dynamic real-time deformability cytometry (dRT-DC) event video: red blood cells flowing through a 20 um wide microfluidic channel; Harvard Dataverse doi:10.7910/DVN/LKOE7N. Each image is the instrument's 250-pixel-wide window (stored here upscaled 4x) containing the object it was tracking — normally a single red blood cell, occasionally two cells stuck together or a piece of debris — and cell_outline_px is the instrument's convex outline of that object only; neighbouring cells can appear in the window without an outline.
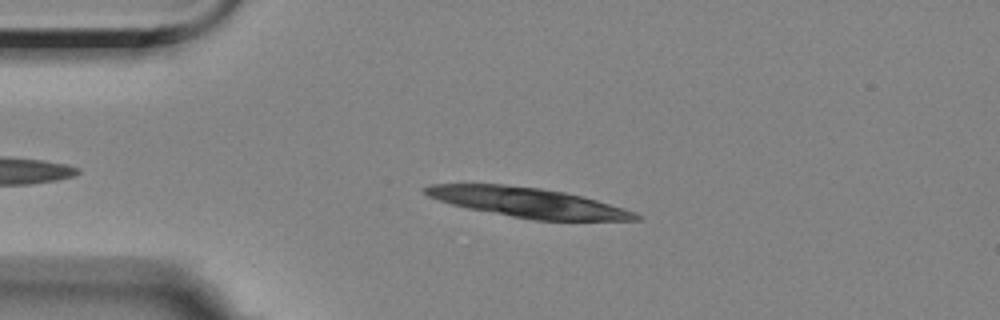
{"species": "Egyptian fruit bat (a non-hibernating species)", "species_latin": "Rousettus aegyptiacus", "temperature_condition": "room temperature", "stored_images_in_passage": 52, "camera_frame_rate_fps": 3000, "um_per_image_px": 0.085, "animal": {"sex": "female"}, "frame": {"image": 1, "passage_image": 9, "time_ms": 2.667, "image_size_px": [1000, 320], "cell_outline_px": [[640, 220], [532, 220], [468, 208], [452, 204], [428, 196], [420, 188], [428, 184], [504, 184], [540, 188], [564, 192], [596, 200], [624, 208], [636, 212], [640, 216]], "centroid_in_image_um": [44.84, 17.2], "position_along_channel_um": 40.2, "area_um2": 36.13}}
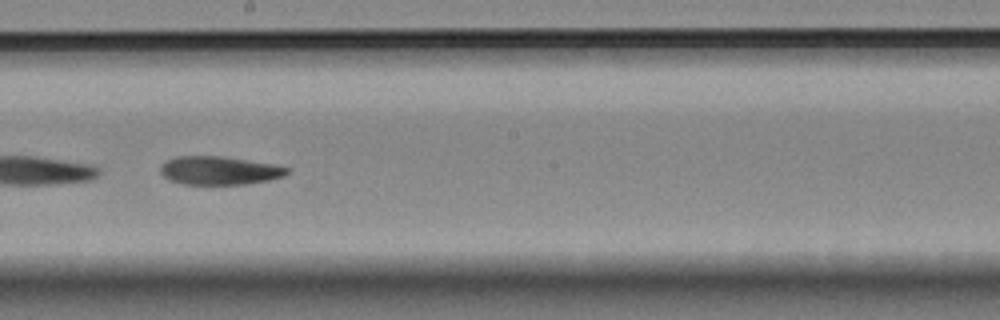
{"frame": {"image": 2, "passage_image": 28, "time_ms": 9.0, "image_size_px": [1000, 320], "cell_outline_px": [[288, 172], [284, 176], [268, 180], [248, 184], [184, 184], [168, 180], [160, 172], [160, 164], [164, 160], [176, 156], [220, 156], [272, 164], [288, 168]], "centroid_in_image_um": [18.57, 14.49], "position_along_channel_um": 229.6, "area_um2": 20.92}}
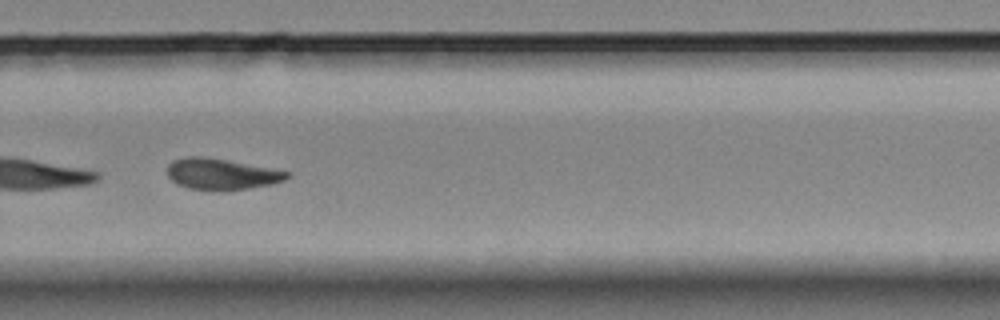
{"frame": {"image": 3, "passage_image": 35, "time_ms": 11.333, "image_size_px": [1000, 320], "cell_outline_px": [[292, 176], [284, 180], [272, 184], [248, 188], [188, 188], [176, 184], [168, 176], [168, 164], [172, 160], [188, 156], [204, 156], [228, 160], [292, 172]], "centroid_in_image_um": [18.84, 14.75], "position_along_channel_um": 311.0, "area_um2": 21.21}, "authors_computed_cell_mechanics": {"area_um2": 22.7732, "velocity_mm_per_s": 3.4981, "shape_relaxation_time_tau1_ms": 10.2005, "shape_relaxation_time_tau2_ms": 7.6027, "deformation_change_tau1": 0.2084, "deformation_change_tau2": 0.1453}}